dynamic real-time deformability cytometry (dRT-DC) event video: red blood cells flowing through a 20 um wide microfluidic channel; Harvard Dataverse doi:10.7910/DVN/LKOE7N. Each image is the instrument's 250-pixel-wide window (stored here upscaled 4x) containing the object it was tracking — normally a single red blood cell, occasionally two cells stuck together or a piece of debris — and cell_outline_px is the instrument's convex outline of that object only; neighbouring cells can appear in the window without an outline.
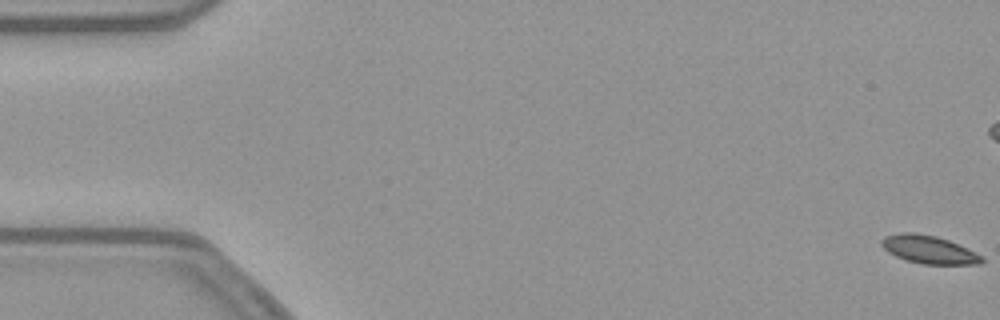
{"species": "common noctule bat (a hibernating species)", "species_latin": "Nyctalus noctula", "temperature_condition": "warm", "stored_images_in_passage": 28, "camera_frame_rate_fps": 3000, "um_per_image_px": 0.085, "animal": {"sex": "female", "body_mass_g": 21.9}, "frame": {"image": 1, "passage_image": 1, "time_ms": 0.0, "image_size_px": [1000, 320], "cell_outline_px": [[984, 260], [980, 264], [920, 264], [896, 256], [888, 252], [880, 244], [880, 240], [884, 236], [900, 232], [912, 232], [936, 236], [948, 240], [984, 256]], "centroid_in_image_um": [78.93, 21.21], "position_along_channel_um": 6.1, "area_um2": 16.36}}
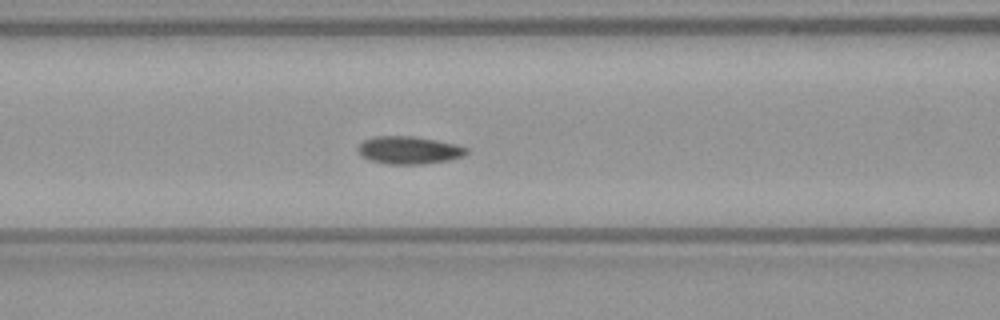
{"frame": {"image": 2, "passage_image": 23, "time_ms": 7.333, "image_size_px": [1000, 320], "cell_outline_px": [[468, 152], [464, 156], [448, 160], [420, 164], [388, 164], [372, 160], [360, 156], [356, 148], [364, 140], [372, 136], [412, 136], [436, 140], [456, 144], [468, 148]], "centroid_in_image_um": [34.75, 12.75], "position_along_channel_um": 131.9, "area_um2": 17.51}}
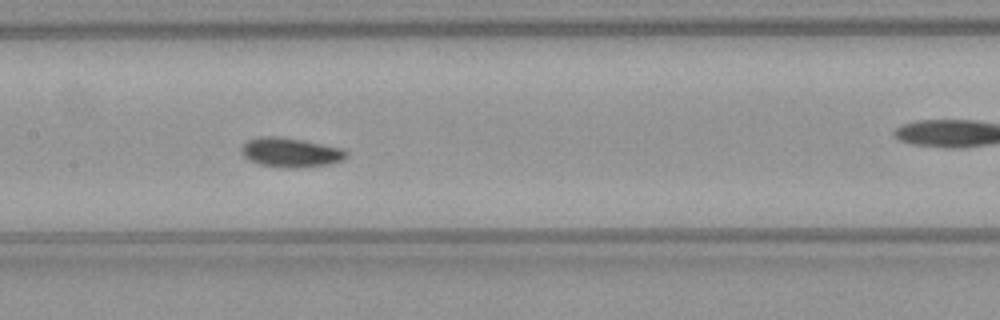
{"frame": {"image": 3, "passage_image": 27, "time_ms": 8.667, "image_size_px": [1000, 320], "cell_outline_px": [[348, 156], [344, 160], [328, 164], [296, 168], [284, 168], [260, 164], [248, 160], [240, 152], [240, 148], [248, 140], [260, 136], [276, 136], [300, 140], [344, 148], [348, 152]], "centroid_in_image_um": [24.7, 12.96], "position_along_channel_um": 182.7, "area_um2": 18.03}}